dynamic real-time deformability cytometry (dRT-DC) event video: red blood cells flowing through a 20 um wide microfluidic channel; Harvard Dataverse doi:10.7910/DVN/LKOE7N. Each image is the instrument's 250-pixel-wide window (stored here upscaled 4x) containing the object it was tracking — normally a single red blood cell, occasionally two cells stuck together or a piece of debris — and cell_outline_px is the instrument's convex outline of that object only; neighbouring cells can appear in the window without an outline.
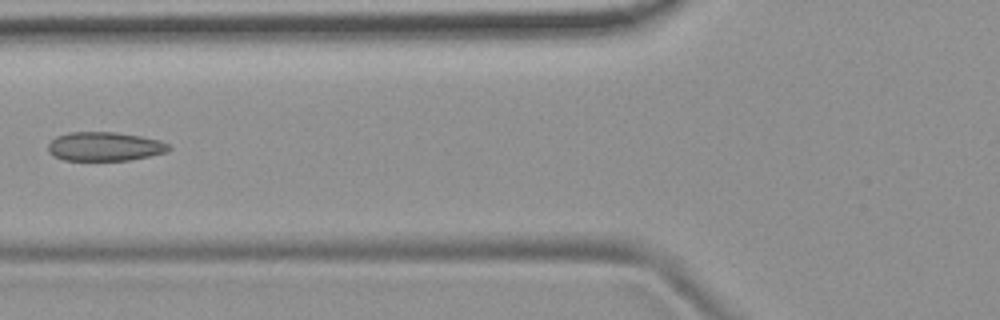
{"species": "common noctule bat (a hibernating species)", "species_latin": "Nyctalus noctula", "temperature_condition": "room temperature", "stored_images_in_passage": 6, "camera_frame_rate_fps": 3000, "um_per_image_px": 0.085, "animal": {"sex": "female", "body_mass_g": 19.9}, "frame": {"image": 1, "passage_image": 6, "time_ms": 6.0, "image_size_px": [1000, 320], "cell_outline_px": [[172, 148], [168, 152], [128, 160], [64, 160], [52, 156], [48, 152], [48, 144], [56, 136], [68, 132], [116, 132], [140, 136], [160, 140], [168, 144]], "centroid_in_image_um": [8.88, 12.45], "position_along_channel_um": 116.9, "area_um2": 20.46}}